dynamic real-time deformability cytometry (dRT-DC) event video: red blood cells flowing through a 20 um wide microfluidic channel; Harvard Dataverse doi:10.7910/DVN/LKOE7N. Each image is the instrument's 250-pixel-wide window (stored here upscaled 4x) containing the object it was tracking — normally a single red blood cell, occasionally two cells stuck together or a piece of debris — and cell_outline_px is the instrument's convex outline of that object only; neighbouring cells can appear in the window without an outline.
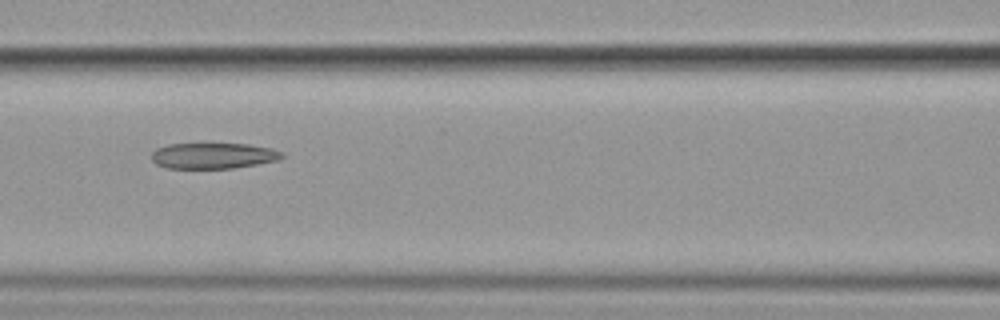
{"species": "common noctule bat (a hibernating species)", "species_latin": "Nyctalus noctula", "temperature_condition": "cold", "stored_images_in_passage": 10, "camera_frame_rate_fps": 3000, "um_per_image_px": 0.085, "animal": {"sex": "female", "body_mass_g": 19.9}, "frame": {"image": 1, "passage_image": 7, "time_ms": 7.0, "image_size_px": [1000, 320], "cell_outline_px": [[284, 156], [280, 160], [232, 168], [168, 168], [156, 164], [152, 160], [152, 152], [156, 148], [168, 144], [248, 144], [272, 148], [284, 152]], "centroid_in_image_um": [18.15, 13.23], "position_along_channel_um": 148.4, "area_um2": 19.65}}
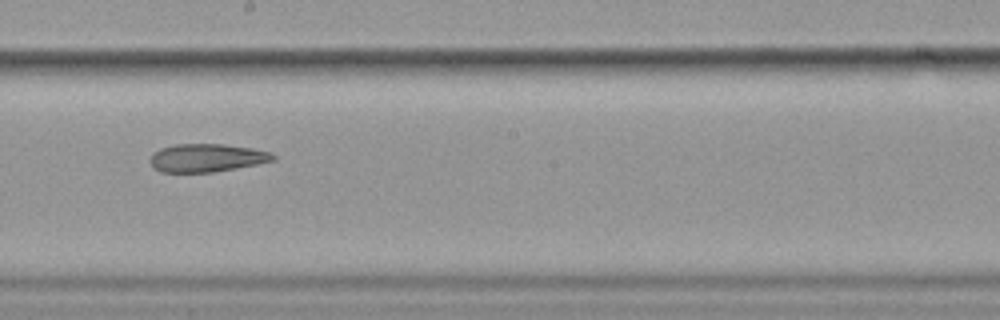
{"frame": {"image": 2, "passage_image": 9, "time_ms": 9.333, "image_size_px": [1000, 320], "cell_outline_px": [[276, 160], [256, 164], [212, 172], [160, 172], [152, 168], [148, 160], [152, 152], [160, 148], [176, 144], [224, 144], [252, 148], [272, 152], [276, 156]], "centroid_in_image_um": [17.53, 13.41], "position_along_channel_um": 230.7, "area_um2": 20.35}}
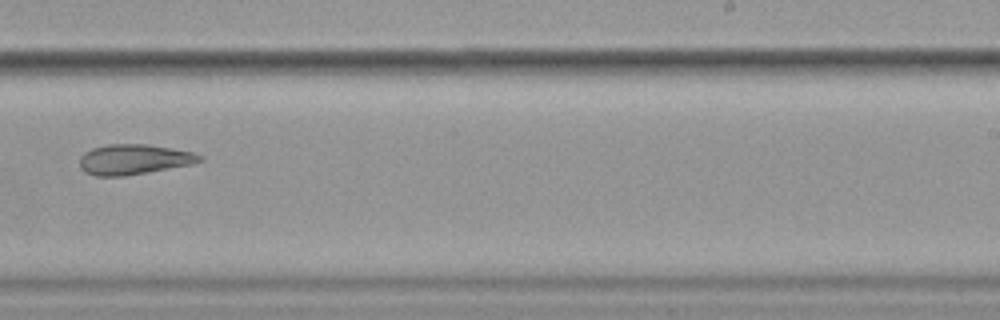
{"frame": {"image": 3, "passage_image": 10, "time_ms": 10.667, "image_size_px": [1000, 320], "cell_outline_px": [[204, 160], [192, 164], [148, 172], [124, 176], [96, 176], [84, 172], [80, 168], [80, 156], [84, 152], [92, 148], [108, 144], [148, 144], [172, 148], [192, 152], [204, 156]], "centroid_in_image_um": [11.37, 13.55], "position_along_channel_um": 277.6, "area_um2": 21.27}}